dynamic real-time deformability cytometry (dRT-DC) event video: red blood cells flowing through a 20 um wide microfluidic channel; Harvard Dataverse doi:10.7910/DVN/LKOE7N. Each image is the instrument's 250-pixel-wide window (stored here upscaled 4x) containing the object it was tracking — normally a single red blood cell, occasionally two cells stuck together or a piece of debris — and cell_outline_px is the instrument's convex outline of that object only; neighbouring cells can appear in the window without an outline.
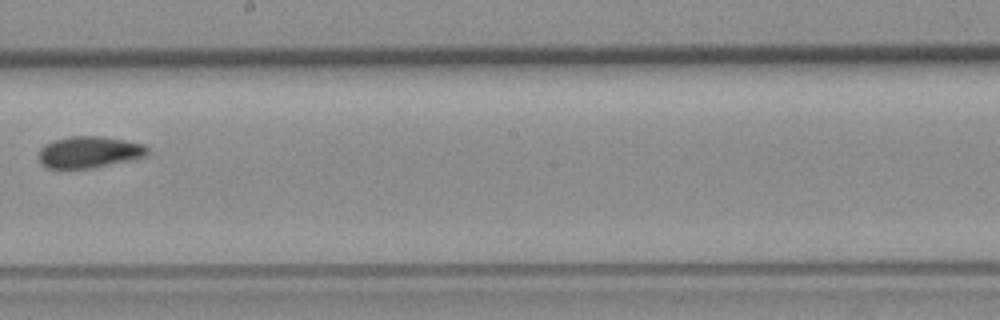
{"species": "common noctule bat (a hibernating species)", "species_latin": "Nyctalus noctula", "temperature_condition": "room temperature", "stored_images_in_passage": 10, "camera_frame_rate_fps": 3000, "um_per_image_px": 0.085, "animal": {"sex": "female", "body_mass_g": 19.3, "forearm_length_mm": 54.1}, "frame": {"image": 1, "passage_image": 9, "time_ms": 2.667, "image_size_px": [1000, 320], "cell_outline_px": [[148, 152], [144, 156], [92, 168], [48, 168], [40, 164], [40, 148], [44, 144], [52, 140], [72, 136], [100, 136], [124, 140], [144, 144], [148, 148]], "centroid_in_image_um": [7.54, 12.92], "position_along_channel_um": 240.7, "area_um2": 19.77}}
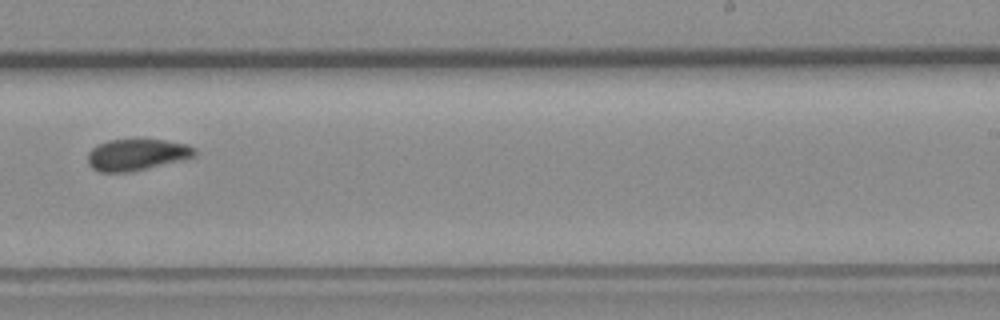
{"frame": {"image": 2, "passage_image": 10, "time_ms": 3.0, "image_size_px": [1000, 320], "cell_outline_px": [[196, 156], [132, 172], [100, 172], [92, 168], [88, 164], [88, 152], [96, 144], [108, 140], [164, 140], [188, 144], [196, 148]], "centroid_in_image_um": [11.61, 13.15], "position_along_channel_um": 277.4, "area_um2": 19.65}}